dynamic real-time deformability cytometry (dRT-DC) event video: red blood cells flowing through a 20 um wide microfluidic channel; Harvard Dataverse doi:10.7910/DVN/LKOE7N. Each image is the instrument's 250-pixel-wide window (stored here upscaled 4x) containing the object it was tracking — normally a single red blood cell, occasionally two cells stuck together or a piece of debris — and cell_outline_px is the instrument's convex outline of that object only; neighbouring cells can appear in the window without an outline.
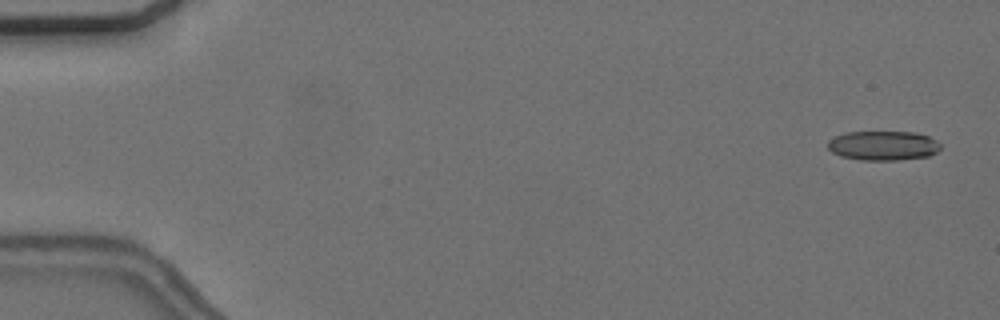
{"species": "common noctule bat (a hibernating species)", "species_latin": "Nyctalus noctula", "temperature_condition": "cold", "stored_images_in_passage": 15, "camera_frame_rate_fps": 3000, "um_per_image_px": 0.085, "animal": {"sex": "female", "body_mass_g": 24.6, "forearm_length_mm": 56.2}, "frame": {"image": 1, "passage_image": 3, "time_ms": 0.667, "image_size_px": [1000, 320], "cell_outline_px": [[940, 148], [936, 152], [928, 156], [896, 160], [860, 160], [840, 156], [832, 152], [828, 148], [828, 140], [844, 132], [912, 132], [928, 136], [936, 140], [940, 144]], "centroid_in_image_um": [75.04, 12.38], "position_along_channel_um": 10.0, "area_um2": 19.31}}